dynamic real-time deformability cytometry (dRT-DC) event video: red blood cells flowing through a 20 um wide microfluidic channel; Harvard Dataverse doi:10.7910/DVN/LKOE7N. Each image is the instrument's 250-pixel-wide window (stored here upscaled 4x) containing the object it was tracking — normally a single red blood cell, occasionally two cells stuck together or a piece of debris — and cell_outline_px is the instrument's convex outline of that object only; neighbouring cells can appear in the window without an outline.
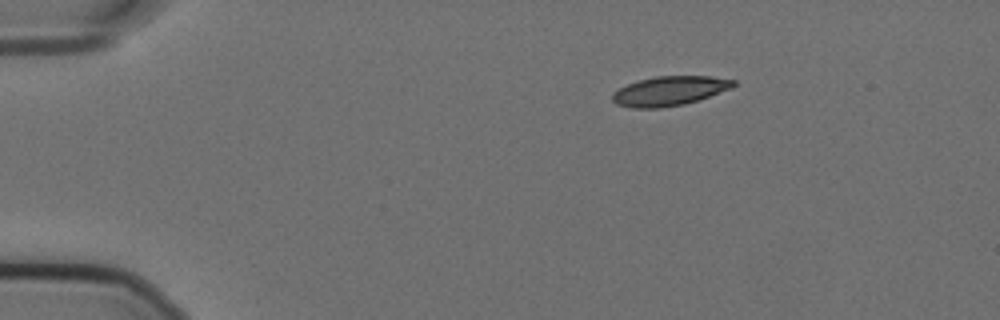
{"species": "Egyptian fruit bat (a non-hibernating species)", "species_latin": "Rousettus aegyptiacus", "temperature_condition": "cold", "stored_images_in_passage": 48, "camera_frame_rate_fps": 3000, "um_per_image_px": 0.085, "animal": {"sex": "female"}, "frame": {"image": 1, "passage_image": 1, "time_ms": 0.0, "image_size_px": [1000, 320], "cell_outline_px": [[736, 84], [732, 88], [684, 104], [660, 108], [632, 108], [616, 104], [612, 100], [612, 92], [628, 84], [640, 80], [656, 76], [712, 76], [736, 80]], "centroid_in_image_um": [56.9, 7.73], "position_along_channel_um": 28.1, "area_um2": 20.63}}
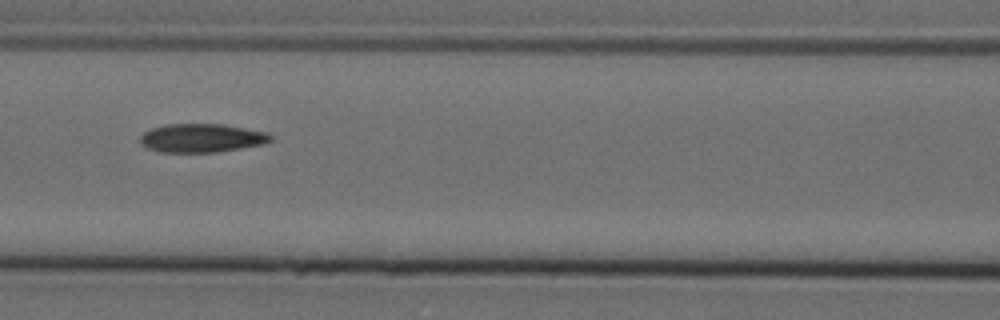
{"frame": {"image": 2, "passage_image": 17, "time_ms": 5.333, "image_size_px": [1000, 320], "cell_outline_px": [[272, 140], [268, 144], [216, 152], [160, 152], [148, 148], [140, 144], [140, 136], [144, 132], [152, 128], [168, 124], [224, 124], [268, 132], [272, 136]], "centroid_in_image_um": [17.19, 11.73], "position_along_channel_um": 149.4, "area_um2": 21.96}}
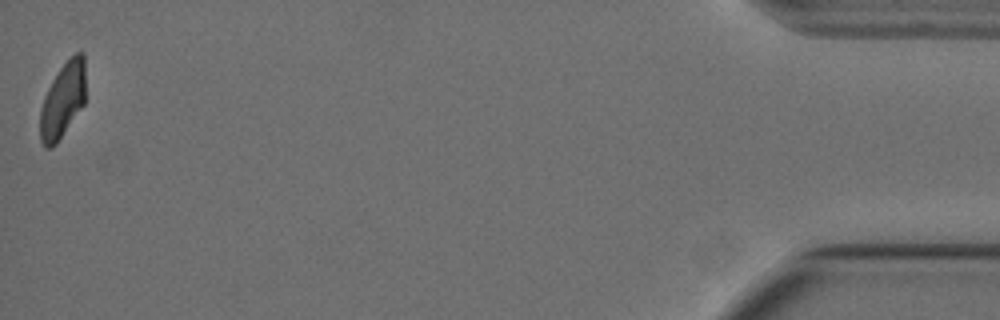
{"frame": {"image": 3, "passage_image": 48, "time_ms": 15.667, "image_size_px": [1000, 320], "cell_outline_px": [[84, 104], [56, 144], [52, 148], [44, 148], [40, 140], [40, 108], [44, 96], [52, 80], [60, 68], [76, 52], [84, 52]], "centroid_in_image_um": [5.31, 8.55], "position_along_channel_um": 429.9, "area_um2": 19.77}, "authors_computed_cell_mechanics": {"area_um2": 21.9351, "velocity_mm_per_s": 3.577, "shape_relaxation_time_tau1_ms": 11.2966, "shape_relaxation_time_tau2_ms": 4.0161, "deformation_change_tau1": 0.227, "deformation_change_tau2": 0.0961}}